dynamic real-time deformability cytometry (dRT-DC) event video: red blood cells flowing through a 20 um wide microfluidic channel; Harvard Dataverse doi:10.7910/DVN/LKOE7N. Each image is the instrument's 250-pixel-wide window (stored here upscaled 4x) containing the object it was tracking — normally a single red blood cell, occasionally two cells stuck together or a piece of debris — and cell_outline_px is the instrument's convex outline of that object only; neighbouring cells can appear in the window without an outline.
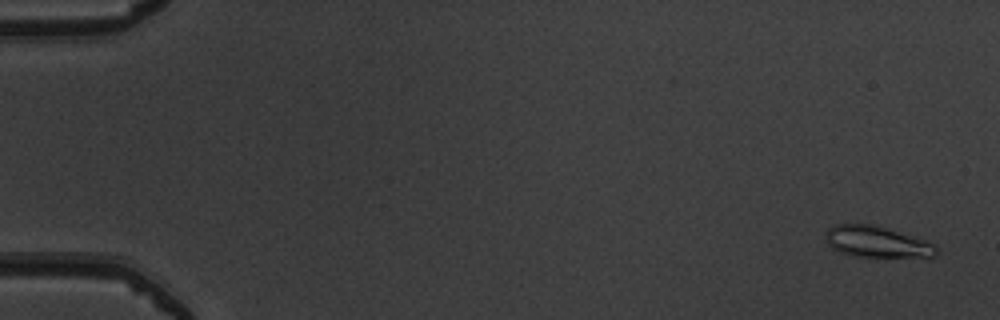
{"species": "common noctule bat (a hibernating species)", "species_latin": "Nyctalus noctula", "temperature_condition": "warm", "stored_images_in_passage": 53, "camera_frame_rate_fps": 3000, "um_per_image_px": 0.085, "animal": {"sex": "male", "body_mass_g": 19.5, "forearm_length_mm": 54.6}, "frame": {"image": 1, "passage_image": 3, "time_ms": 0.667, "image_size_px": [1000, 320], "cell_outline_px": [[940, 252], [936, 256], [852, 256], [840, 252], [832, 248], [828, 244], [824, 236], [824, 232], [832, 224], [872, 224], [924, 240], [936, 244]], "centroid_in_image_um": [74.48, 20.54], "position_along_channel_um": 10.5, "area_um2": 20.0}}
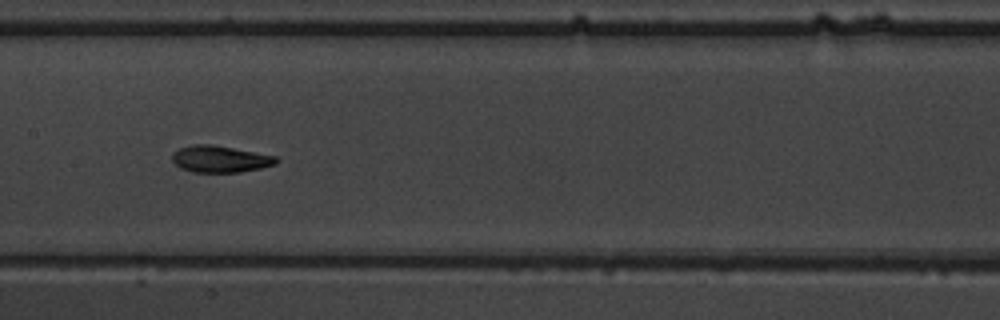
{"frame": {"image": 2, "passage_image": 28, "time_ms": 9.0, "image_size_px": [1000, 320], "cell_outline_px": [[280, 160], [276, 164], [260, 168], [240, 172], [192, 172], [180, 168], [172, 160], [172, 156], [180, 148], [192, 144], [212, 144], [276, 156]], "centroid_in_image_um": [18.73, 13.52], "position_along_channel_um": 188.7, "area_um2": 16.13}}
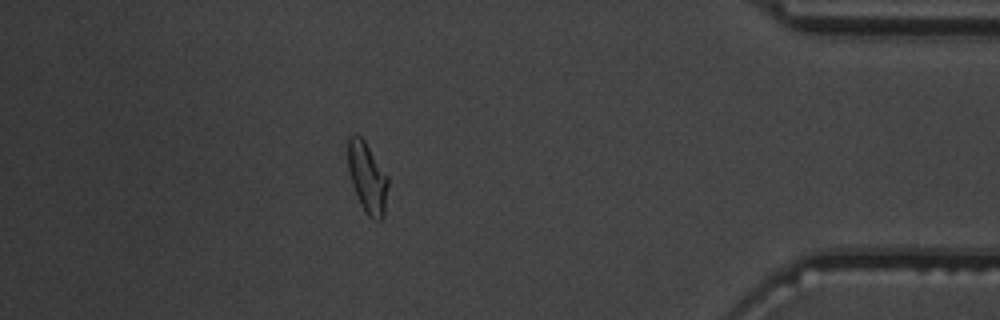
{"frame": {"image": 3, "passage_image": 47, "time_ms": 15.333, "image_size_px": [1000, 320], "cell_outline_px": [[388, 184], [384, 216], [380, 220], [372, 220], [368, 216], [360, 204], [352, 184], [348, 172], [348, 136], [352, 132], [356, 132], [364, 140], [388, 176]], "centroid_in_image_um": [31.21, 15.08], "position_along_channel_um": 404.0, "area_um2": 16.65}, "authors_computed_cell_mechanics": {"area_um2": 16.3574, "velocity_mm_per_s": 3.9984, "shape_relaxation_time_tau1_ms": 4.1432, "shape_relaxation_time_tau2_ms": 2.1396, "deformation_change_tau1": 0.1894, "deformation_change_tau2": 0.093}}